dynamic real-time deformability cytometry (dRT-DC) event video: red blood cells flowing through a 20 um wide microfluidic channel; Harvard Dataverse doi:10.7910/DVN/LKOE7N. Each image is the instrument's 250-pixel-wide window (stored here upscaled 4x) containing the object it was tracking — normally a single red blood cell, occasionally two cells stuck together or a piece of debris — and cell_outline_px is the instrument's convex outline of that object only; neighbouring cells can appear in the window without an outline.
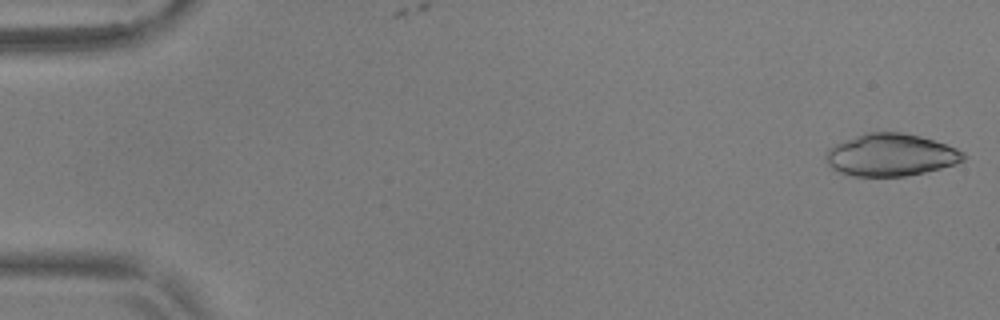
{"species": "common noctule bat (a hibernating species)", "species_latin": "Nyctalus noctula", "temperature_condition": "warm", "stored_images_in_passage": 7, "camera_frame_rate_fps": 3000, "um_per_image_px": 0.085, "animal": {"sex": "male", "body_mass_g": 17.9, "forearm_length_mm": 54.2}, "frame": {"image": 1, "passage_image": 1, "time_ms": 0.0, "image_size_px": [1000, 320], "cell_outline_px": [[964, 160], [956, 164], [924, 172], [904, 176], [852, 176], [840, 172], [832, 168], [828, 164], [824, 156], [828, 148], [836, 144], [856, 136], [868, 132], [900, 132], [920, 136], [956, 148], [964, 152]], "centroid_in_image_um": [75.7, 13.17], "position_along_channel_um": 9.3, "area_um2": 33.64}}